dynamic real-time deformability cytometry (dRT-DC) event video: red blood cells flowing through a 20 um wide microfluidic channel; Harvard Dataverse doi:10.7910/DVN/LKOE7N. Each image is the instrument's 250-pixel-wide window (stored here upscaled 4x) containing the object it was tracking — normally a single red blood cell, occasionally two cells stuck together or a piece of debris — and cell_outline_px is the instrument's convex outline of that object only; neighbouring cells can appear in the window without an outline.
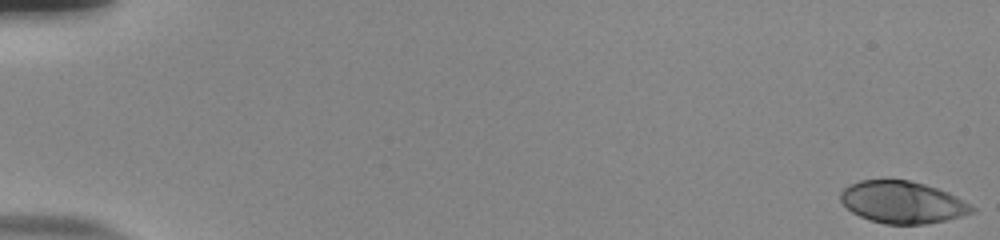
{"species": "human", "species_latin": "Homo sapiens", "temperature_condition": "room temperature", "stored_images_in_passage": 55, "camera_frame_rate_fps": 3000, "um_per_image_px": 0.085, "donor": {"sex": "male"}, "frame": {"image": 1, "passage_image": 1, "time_ms": 0.0, "image_size_px": [1000, 240], "cell_outline_px": [[976, 208], [972, 212], [960, 216], [944, 220], [924, 224], [884, 224], [868, 220], [852, 212], [840, 200], [840, 192], [848, 184], [860, 180], [908, 180], [924, 184], [948, 192], [956, 196]], "centroid_in_image_um": [76.67, 17.19], "position_along_channel_um": 8.3, "area_um2": 32.02}}
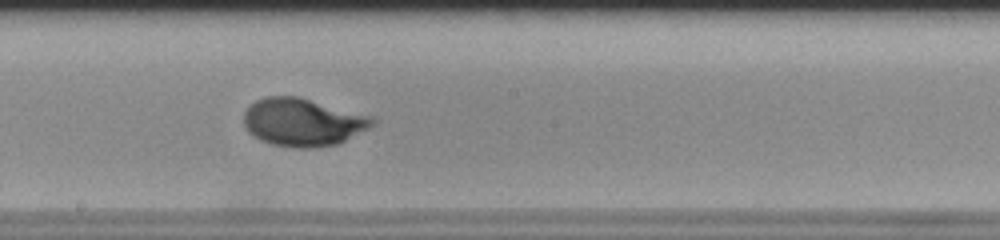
{"frame": {"image": 2, "passage_image": 32, "time_ms": 10.333, "image_size_px": [1000, 240], "cell_outline_px": [[376, 124], [336, 144], [312, 148], [296, 148], [272, 144], [260, 140], [252, 136], [248, 132], [244, 124], [244, 112], [256, 100], [268, 96], [296, 96], [372, 116], [376, 120]], "centroid_in_image_um": [25.72, 10.39], "position_along_channel_um": 222.5, "area_um2": 35.6}}
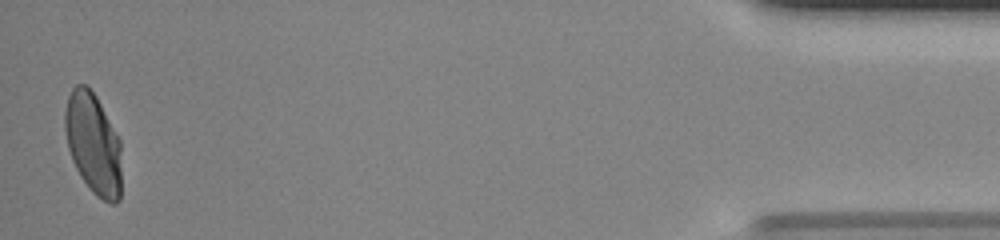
{"frame": {"image": 3, "passage_image": 54, "time_ms": 17.667, "image_size_px": [1000, 240], "cell_outline_px": [[120, 200], [116, 204], [112, 204], [96, 196], [92, 192], [80, 176], [72, 160], [68, 148], [64, 128], [64, 112], [68, 96], [72, 88], [76, 84], [84, 84], [96, 96], [120, 140]], "centroid_in_image_um": [7.9, 12.22], "position_along_channel_um": 427.3, "area_um2": 33.29}, "authors_computed_cell_mechanics": {"area_um2": 33.3506, "velocity_mm_per_s": 3.8575, "shape_relaxation_time_tau1_ms": 4.1517, "shape_relaxation_time_tau2_ms": null, "deformation_change_tau1": 0.2223, "deformation_change_tau2": null}}